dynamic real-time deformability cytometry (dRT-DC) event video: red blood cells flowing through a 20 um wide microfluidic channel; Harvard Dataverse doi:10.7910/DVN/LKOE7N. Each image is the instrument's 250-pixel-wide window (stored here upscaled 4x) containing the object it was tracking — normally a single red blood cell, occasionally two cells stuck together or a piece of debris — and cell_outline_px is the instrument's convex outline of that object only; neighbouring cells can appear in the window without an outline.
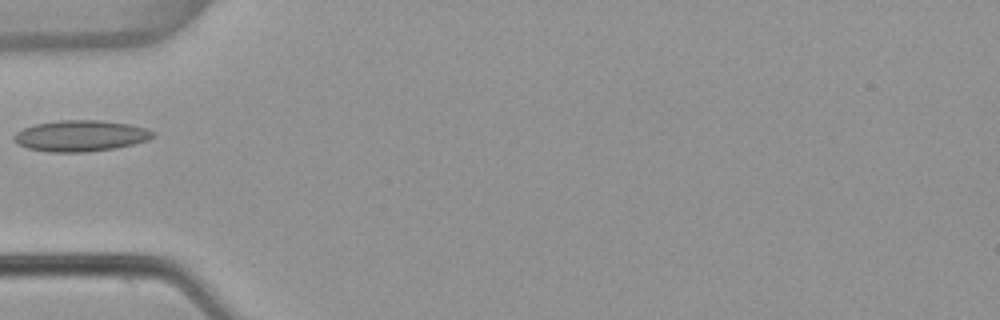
{"species": "common noctule bat (a hibernating species)", "species_latin": "Nyctalus noctula", "temperature_condition": "warm", "stored_images_in_passage": 7, "camera_frame_rate_fps": 3000, "um_per_image_px": 0.085, "animal": {"sex": "female", "body_mass_g": 22.7, "forearm_length_mm": 54.2}, "frame": {"image": 1, "passage_image": 1, "time_ms": 0.0, "image_size_px": [1000, 320], "cell_outline_px": [[156, 136], [148, 140], [116, 148], [84, 152], [48, 152], [28, 148], [16, 144], [12, 140], [12, 136], [16, 132], [24, 128], [36, 124], [60, 120], [100, 120], [128, 124], [148, 128], [156, 132]], "centroid_in_image_um": [6.85, 11.54], "position_along_channel_um": 78.1, "area_um2": 25.37}}